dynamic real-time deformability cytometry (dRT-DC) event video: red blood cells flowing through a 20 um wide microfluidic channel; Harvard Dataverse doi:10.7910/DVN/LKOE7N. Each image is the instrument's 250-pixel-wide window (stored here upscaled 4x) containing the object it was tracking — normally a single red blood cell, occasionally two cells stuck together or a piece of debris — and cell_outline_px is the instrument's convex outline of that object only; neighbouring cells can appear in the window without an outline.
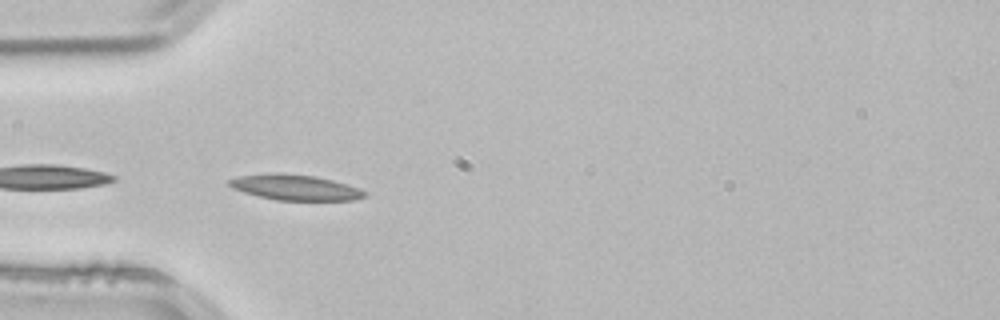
{"species": "common noctule bat (a hibernating species)", "species_latin": "Nyctalus noctula", "temperature_condition": "room temperature", "stored_images_in_passage": 5, "camera_frame_rate_fps": 3000, "um_per_image_px": 0.085, "animal": {"sex": "male", "body_mass_g": 21.5, "forearm_length_mm": 52.0}, "frame": {"image": 1, "passage_image": 1, "time_ms": 0.0, "image_size_px": [1000, 320], "cell_outline_px": [[368, 196], [356, 200], [276, 200], [244, 192], [232, 188], [228, 184], [228, 180], [240, 176], [316, 176], [332, 180], [360, 188]], "centroid_in_image_um": [25.2, 15.99], "position_along_channel_um": 59.8, "area_um2": 18.96}}